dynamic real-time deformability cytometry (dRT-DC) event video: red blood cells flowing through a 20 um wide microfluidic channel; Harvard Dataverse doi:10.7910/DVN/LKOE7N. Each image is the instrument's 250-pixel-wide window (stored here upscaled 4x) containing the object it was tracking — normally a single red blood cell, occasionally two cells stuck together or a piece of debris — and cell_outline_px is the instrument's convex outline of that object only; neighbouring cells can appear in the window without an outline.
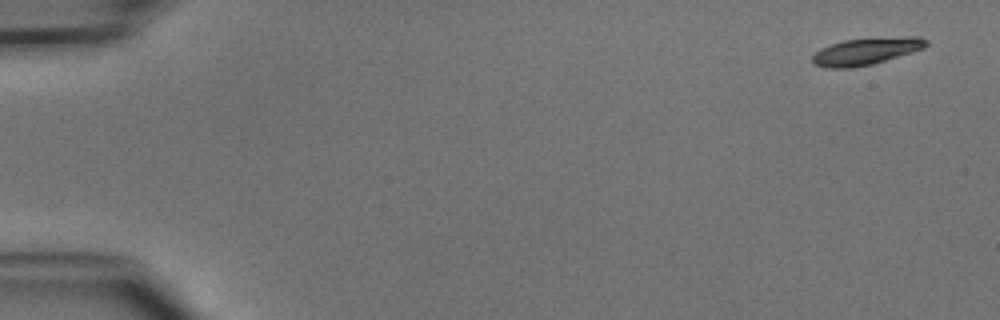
{"species": "common noctule bat (a hibernating species)", "species_latin": "Nyctalus noctula", "temperature_condition": "cold", "stored_images_in_passage": 4, "camera_frame_rate_fps": 3000, "um_per_image_px": 0.085, "animal": {"sex": "male", "body_mass_g": 15.6}, "frame": {"image": 1, "passage_image": 1, "time_ms": 0.0, "image_size_px": [1000, 320], "cell_outline_px": [[928, 44], [924, 48], [872, 64], [852, 68], [824, 68], [812, 64], [812, 56], [820, 48], [844, 40], [908, 36], [920, 36], [928, 40]], "centroid_in_image_um": [73.6, 4.36], "position_along_channel_um": 11.4, "area_um2": 17.86}}